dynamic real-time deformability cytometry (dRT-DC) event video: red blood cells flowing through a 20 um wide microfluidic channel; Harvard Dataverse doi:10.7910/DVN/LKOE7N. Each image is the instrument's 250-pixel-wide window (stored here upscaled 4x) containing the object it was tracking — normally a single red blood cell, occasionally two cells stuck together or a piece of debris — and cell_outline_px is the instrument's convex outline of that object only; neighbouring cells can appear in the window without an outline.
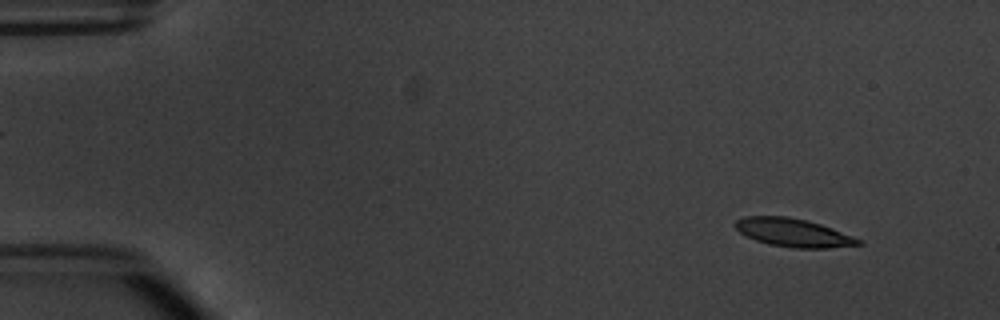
{"species": "common noctule bat (a hibernating species)", "species_latin": "Nyctalus noctula", "temperature_condition": "warm", "stored_images_in_passage": 4, "camera_frame_rate_fps": 3000, "um_per_image_px": 0.085, "animal": {"sex": "male", "body_mass_g": 20.1, "forearm_length_mm": 53.5}, "frame": {"image": 1, "passage_image": 1, "time_ms": 0.0, "image_size_px": [1000, 320], "cell_outline_px": [[864, 244], [828, 248], [792, 248], [768, 244], [756, 240], [740, 232], [736, 228], [736, 220], [744, 216], [788, 216], [820, 224], [832, 228], [852, 236], [860, 240]], "centroid_in_image_um": [67.43, 19.78], "position_along_channel_um": 17.6, "area_um2": 20.06}}
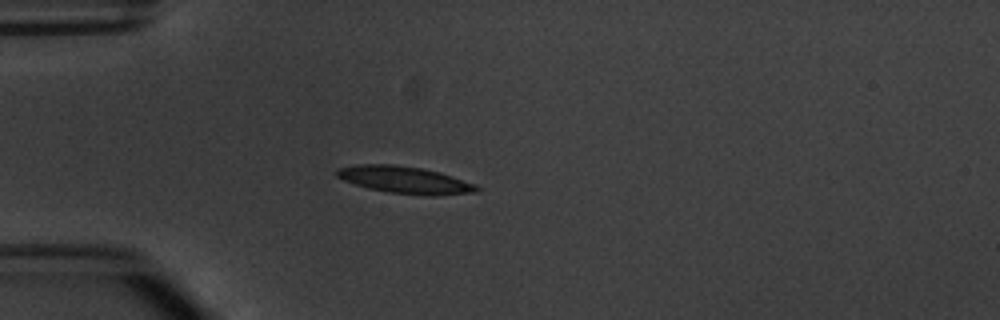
{"frame": {"image": 2, "passage_image": 3, "time_ms": 3.333, "image_size_px": [1000, 320], "cell_outline_px": [[480, 188], [476, 192], [436, 196], [428, 196], [388, 192], [368, 188], [344, 180], [336, 176], [336, 168], [356, 164], [392, 164], [420, 168], [440, 172], [476, 184]], "centroid_in_image_um": [34.41, 15.29], "position_along_channel_um": 50.6, "area_um2": 22.14}}